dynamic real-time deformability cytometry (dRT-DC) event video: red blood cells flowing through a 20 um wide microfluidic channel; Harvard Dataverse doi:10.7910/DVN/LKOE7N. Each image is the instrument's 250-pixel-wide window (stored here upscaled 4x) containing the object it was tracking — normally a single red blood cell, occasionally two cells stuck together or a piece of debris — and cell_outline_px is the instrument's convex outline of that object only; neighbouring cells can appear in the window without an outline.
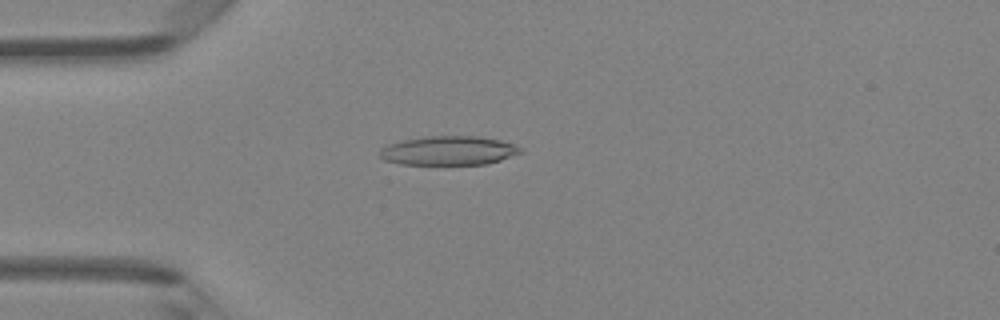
{"species": "Egyptian fruit bat (a non-hibernating species)", "species_latin": "Rousettus aegyptiacus", "temperature_condition": "room temperature", "stored_images_in_passage": 35, "camera_frame_rate_fps": 3000, "um_per_image_px": 0.085, "animal": {"sex": "female"}, "frame": {"image": 1, "passage_image": 1, "time_ms": 0.0, "image_size_px": [1000, 320], "cell_outline_px": [[524, 152], [488, 164], [448, 168], [400, 164], [384, 160], [380, 156], [380, 148], [388, 144], [404, 140], [424, 136], [476, 136], [500, 140], [516, 144]], "centroid_in_image_um": [38.13, 12.86], "position_along_channel_um": 46.9, "area_um2": 25.14}}
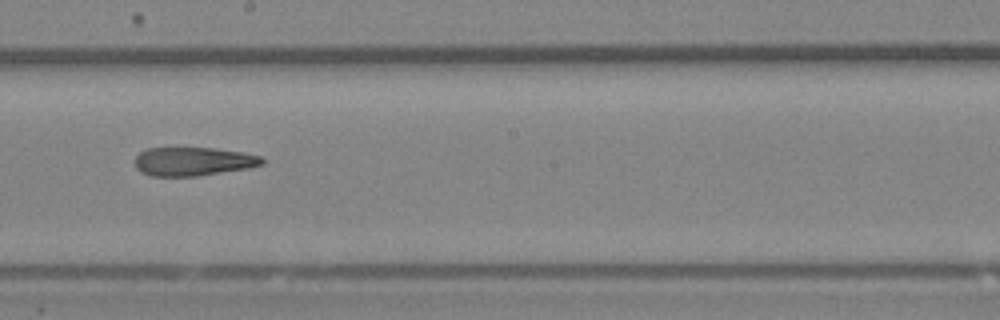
{"frame": {"image": 2, "passage_image": 15, "time_ms": 4.667, "image_size_px": [1000, 320], "cell_outline_px": [[264, 164], [248, 168], [196, 176], [152, 176], [140, 172], [136, 168], [136, 156], [140, 152], [148, 148], [212, 148], [244, 152], [260, 156], [264, 160]], "centroid_in_image_um": [16.42, 13.72], "position_along_channel_um": 231.8, "area_um2": 21.15}}
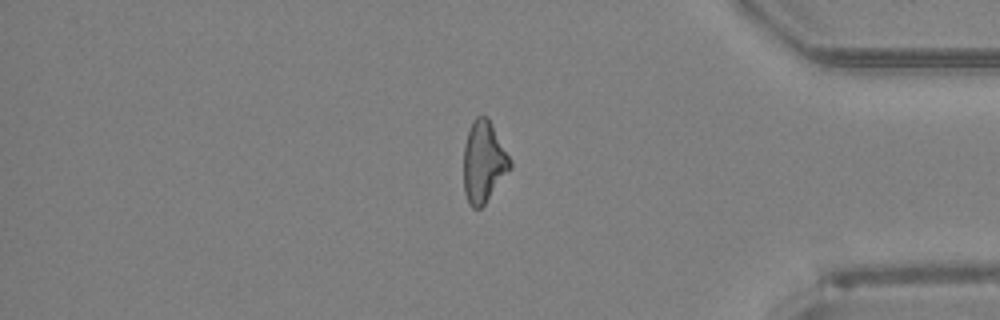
{"frame": {"image": 3, "passage_image": 28, "time_ms": 9.0, "image_size_px": [1000, 320], "cell_outline_px": [[512, 168], [484, 204], [480, 208], [472, 208], [468, 204], [464, 192], [464, 144], [472, 120], [476, 116], [484, 116], [492, 124], [512, 160]], "centroid_in_image_um": [41.11, 13.77], "position_along_channel_um": 394.1, "area_um2": 22.08}, "authors_computed_cell_mechanics": {"area_um2": 22.3686, "velocity_mm_per_s": 4.3331, "shape_relaxation_time_tau1_ms": 10.306, "shape_relaxation_time_tau2_ms": 8.9091, "deformation_change_tau1": 0.279, "deformation_change_tau2": 0.2846}}